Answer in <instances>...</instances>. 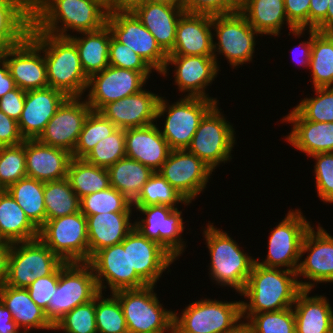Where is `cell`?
<instances>
[{"label":"cell","instance_id":"obj_13","mask_svg":"<svg viewBox=\"0 0 333 333\" xmlns=\"http://www.w3.org/2000/svg\"><path fill=\"white\" fill-rule=\"evenodd\" d=\"M274 229L268 240V254L265 260L256 263L267 268L286 267L297 271L300 261L301 244L306 231L311 227L301 210H290Z\"/></svg>","mask_w":333,"mask_h":333},{"label":"cell","instance_id":"obj_8","mask_svg":"<svg viewBox=\"0 0 333 333\" xmlns=\"http://www.w3.org/2000/svg\"><path fill=\"white\" fill-rule=\"evenodd\" d=\"M154 287L148 285L113 293L120 302L128 333H161L173 326L174 311L162 306Z\"/></svg>","mask_w":333,"mask_h":333},{"label":"cell","instance_id":"obj_34","mask_svg":"<svg viewBox=\"0 0 333 333\" xmlns=\"http://www.w3.org/2000/svg\"><path fill=\"white\" fill-rule=\"evenodd\" d=\"M240 12L249 24L263 35L278 36L286 21L290 33L296 37L303 35L307 29H295L285 13L284 0H243Z\"/></svg>","mask_w":333,"mask_h":333},{"label":"cell","instance_id":"obj_69","mask_svg":"<svg viewBox=\"0 0 333 333\" xmlns=\"http://www.w3.org/2000/svg\"><path fill=\"white\" fill-rule=\"evenodd\" d=\"M21 329L18 331V332H15V333H28V332H26V331H21ZM3 333H9V332H3Z\"/></svg>","mask_w":333,"mask_h":333},{"label":"cell","instance_id":"obj_54","mask_svg":"<svg viewBox=\"0 0 333 333\" xmlns=\"http://www.w3.org/2000/svg\"><path fill=\"white\" fill-rule=\"evenodd\" d=\"M243 0H184L183 9L190 14L221 15L240 11Z\"/></svg>","mask_w":333,"mask_h":333},{"label":"cell","instance_id":"obj_38","mask_svg":"<svg viewBox=\"0 0 333 333\" xmlns=\"http://www.w3.org/2000/svg\"><path fill=\"white\" fill-rule=\"evenodd\" d=\"M110 185L133 202L154 173L139 161L124 157L107 168Z\"/></svg>","mask_w":333,"mask_h":333},{"label":"cell","instance_id":"obj_25","mask_svg":"<svg viewBox=\"0 0 333 333\" xmlns=\"http://www.w3.org/2000/svg\"><path fill=\"white\" fill-rule=\"evenodd\" d=\"M160 96L142 89L136 94L105 105L100 112L117 128L143 127L156 121Z\"/></svg>","mask_w":333,"mask_h":333},{"label":"cell","instance_id":"obj_26","mask_svg":"<svg viewBox=\"0 0 333 333\" xmlns=\"http://www.w3.org/2000/svg\"><path fill=\"white\" fill-rule=\"evenodd\" d=\"M212 16L184 13L176 27V40L168 55L214 56Z\"/></svg>","mask_w":333,"mask_h":333},{"label":"cell","instance_id":"obj_32","mask_svg":"<svg viewBox=\"0 0 333 333\" xmlns=\"http://www.w3.org/2000/svg\"><path fill=\"white\" fill-rule=\"evenodd\" d=\"M312 290L302 289L293 305L296 333H330L333 330V309L327 297H309Z\"/></svg>","mask_w":333,"mask_h":333},{"label":"cell","instance_id":"obj_21","mask_svg":"<svg viewBox=\"0 0 333 333\" xmlns=\"http://www.w3.org/2000/svg\"><path fill=\"white\" fill-rule=\"evenodd\" d=\"M41 53L42 49L28 36L1 55L18 88L29 91L49 87L46 62Z\"/></svg>","mask_w":333,"mask_h":333},{"label":"cell","instance_id":"obj_11","mask_svg":"<svg viewBox=\"0 0 333 333\" xmlns=\"http://www.w3.org/2000/svg\"><path fill=\"white\" fill-rule=\"evenodd\" d=\"M212 27L218 39L217 43H213L217 66V54L224 55L233 68L252 61L256 45L255 36L259 33L240 11L212 16Z\"/></svg>","mask_w":333,"mask_h":333},{"label":"cell","instance_id":"obj_40","mask_svg":"<svg viewBox=\"0 0 333 333\" xmlns=\"http://www.w3.org/2000/svg\"><path fill=\"white\" fill-rule=\"evenodd\" d=\"M67 179L79 198L111 186L107 168L89 164L83 159H71Z\"/></svg>","mask_w":333,"mask_h":333},{"label":"cell","instance_id":"obj_30","mask_svg":"<svg viewBox=\"0 0 333 333\" xmlns=\"http://www.w3.org/2000/svg\"><path fill=\"white\" fill-rule=\"evenodd\" d=\"M282 120L293 124L286 139L299 151L307 156L333 152V122L308 121L295 108Z\"/></svg>","mask_w":333,"mask_h":333},{"label":"cell","instance_id":"obj_51","mask_svg":"<svg viewBox=\"0 0 333 333\" xmlns=\"http://www.w3.org/2000/svg\"><path fill=\"white\" fill-rule=\"evenodd\" d=\"M316 97L304 98L295 109L308 121L333 122V87L314 88Z\"/></svg>","mask_w":333,"mask_h":333},{"label":"cell","instance_id":"obj_65","mask_svg":"<svg viewBox=\"0 0 333 333\" xmlns=\"http://www.w3.org/2000/svg\"><path fill=\"white\" fill-rule=\"evenodd\" d=\"M315 30L321 33H333V0H329L326 18Z\"/></svg>","mask_w":333,"mask_h":333},{"label":"cell","instance_id":"obj_3","mask_svg":"<svg viewBox=\"0 0 333 333\" xmlns=\"http://www.w3.org/2000/svg\"><path fill=\"white\" fill-rule=\"evenodd\" d=\"M29 37L42 49L49 87L62 91L67 97H82L88 77L75 43L69 37L41 31H30Z\"/></svg>","mask_w":333,"mask_h":333},{"label":"cell","instance_id":"obj_23","mask_svg":"<svg viewBox=\"0 0 333 333\" xmlns=\"http://www.w3.org/2000/svg\"><path fill=\"white\" fill-rule=\"evenodd\" d=\"M66 98L62 91L52 87L26 91L24 108L18 120L24 140L38 139Z\"/></svg>","mask_w":333,"mask_h":333},{"label":"cell","instance_id":"obj_16","mask_svg":"<svg viewBox=\"0 0 333 333\" xmlns=\"http://www.w3.org/2000/svg\"><path fill=\"white\" fill-rule=\"evenodd\" d=\"M152 72H138L114 66L88 78L86 102L93 111H100L110 102L138 93Z\"/></svg>","mask_w":333,"mask_h":333},{"label":"cell","instance_id":"obj_7","mask_svg":"<svg viewBox=\"0 0 333 333\" xmlns=\"http://www.w3.org/2000/svg\"><path fill=\"white\" fill-rule=\"evenodd\" d=\"M100 290L88 262H63L59 281L47 308V317L54 325L76 306L92 301Z\"/></svg>","mask_w":333,"mask_h":333},{"label":"cell","instance_id":"obj_22","mask_svg":"<svg viewBox=\"0 0 333 333\" xmlns=\"http://www.w3.org/2000/svg\"><path fill=\"white\" fill-rule=\"evenodd\" d=\"M174 65L175 84L180 92H188L186 97H198L205 99L216 98L209 97L205 89L217 77L219 66H217L214 56H182L168 55L165 67L160 73L167 77V67Z\"/></svg>","mask_w":333,"mask_h":333},{"label":"cell","instance_id":"obj_15","mask_svg":"<svg viewBox=\"0 0 333 333\" xmlns=\"http://www.w3.org/2000/svg\"><path fill=\"white\" fill-rule=\"evenodd\" d=\"M107 25L117 41L145 59L159 74L163 71L168 55L132 11L109 12Z\"/></svg>","mask_w":333,"mask_h":333},{"label":"cell","instance_id":"obj_60","mask_svg":"<svg viewBox=\"0 0 333 333\" xmlns=\"http://www.w3.org/2000/svg\"><path fill=\"white\" fill-rule=\"evenodd\" d=\"M16 87L6 61L0 56V98Z\"/></svg>","mask_w":333,"mask_h":333},{"label":"cell","instance_id":"obj_17","mask_svg":"<svg viewBox=\"0 0 333 333\" xmlns=\"http://www.w3.org/2000/svg\"><path fill=\"white\" fill-rule=\"evenodd\" d=\"M145 219L134 222L145 237L159 243L175 259L184 251L182 211L166 205L134 206Z\"/></svg>","mask_w":333,"mask_h":333},{"label":"cell","instance_id":"obj_33","mask_svg":"<svg viewBox=\"0 0 333 333\" xmlns=\"http://www.w3.org/2000/svg\"><path fill=\"white\" fill-rule=\"evenodd\" d=\"M32 27V0H0V56L21 44Z\"/></svg>","mask_w":333,"mask_h":333},{"label":"cell","instance_id":"obj_14","mask_svg":"<svg viewBox=\"0 0 333 333\" xmlns=\"http://www.w3.org/2000/svg\"><path fill=\"white\" fill-rule=\"evenodd\" d=\"M88 263L93 269L100 292L107 288L104 281L111 294L148 286L137 273H130L129 234L121 243L97 251Z\"/></svg>","mask_w":333,"mask_h":333},{"label":"cell","instance_id":"obj_5","mask_svg":"<svg viewBox=\"0 0 333 333\" xmlns=\"http://www.w3.org/2000/svg\"><path fill=\"white\" fill-rule=\"evenodd\" d=\"M241 302L207 298L192 302L180 317L174 312L176 333H233L244 323Z\"/></svg>","mask_w":333,"mask_h":333},{"label":"cell","instance_id":"obj_68","mask_svg":"<svg viewBox=\"0 0 333 333\" xmlns=\"http://www.w3.org/2000/svg\"><path fill=\"white\" fill-rule=\"evenodd\" d=\"M169 331H170V333H176L174 325L168 331L161 332V333H166V332L168 333Z\"/></svg>","mask_w":333,"mask_h":333},{"label":"cell","instance_id":"obj_47","mask_svg":"<svg viewBox=\"0 0 333 333\" xmlns=\"http://www.w3.org/2000/svg\"><path fill=\"white\" fill-rule=\"evenodd\" d=\"M244 324L249 333H296L293 307L253 314Z\"/></svg>","mask_w":333,"mask_h":333},{"label":"cell","instance_id":"obj_28","mask_svg":"<svg viewBox=\"0 0 333 333\" xmlns=\"http://www.w3.org/2000/svg\"><path fill=\"white\" fill-rule=\"evenodd\" d=\"M27 177L51 182L67 177L72 154L66 150L41 143L38 139L25 140Z\"/></svg>","mask_w":333,"mask_h":333},{"label":"cell","instance_id":"obj_42","mask_svg":"<svg viewBox=\"0 0 333 333\" xmlns=\"http://www.w3.org/2000/svg\"><path fill=\"white\" fill-rule=\"evenodd\" d=\"M46 221L80 211V198L71 188L67 177L44 183Z\"/></svg>","mask_w":333,"mask_h":333},{"label":"cell","instance_id":"obj_41","mask_svg":"<svg viewBox=\"0 0 333 333\" xmlns=\"http://www.w3.org/2000/svg\"><path fill=\"white\" fill-rule=\"evenodd\" d=\"M309 68L314 88L333 87V33L317 32L312 37Z\"/></svg>","mask_w":333,"mask_h":333},{"label":"cell","instance_id":"obj_50","mask_svg":"<svg viewBox=\"0 0 333 333\" xmlns=\"http://www.w3.org/2000/svg\"><path fill=\"white\" fill-rule=\"evenodd\" d=\"M49 330H62L65 333H97L95 298L67 312Z\"/></svg>","mask_w":333,"mask_h":333},{"label":"cell","instance_id":"obj_10","mask_svg":"<svg viewBox=\"0 0 333 333\" xmlns=\"http://www.w3.org/2000/svg\"><path fill=\"white\" fill-rule=\"evenodd\" d=\"M62 263L39 238L13 243L5 285L27 288L37 278L51 275Z\"/></svg>","mask_w":333,"mask_h":333},{"label":"cell","instance_id":"obj_35","mask_svg":"<svg viewBox=\"0 0 333 333\" xmlns=\"http://www.w3.org/2000/svg\"><path fill=\"white\" fill-rule=\"evenodd\" d=\"M0 300L11 312L18 327H22V330L28 333L32 329L49 330L53 326L45 311L31 299L26 288H15L4 284L0 288Z\"/></svg>","mask_w":333,"mask_h":333},{"label":"cell","instance_id":"obj_29","mask_svg":"<svg viewBox=\"0 0 333 333\" xmlns=\"http://www.w3.org/2000/svg\"><path fill=\"white\" fill-rule=\"evenodd\" d=\"M132 12L168 55L173 50L176 40L177 23L185 13L183 7L146 0L137 5Z\"/></svg>","mask_w":333,"mask_h":333},{"label":"cell","instance_id":"obj_52","mask_svg":"<svg viewBox=\"0 0 333 333\" xmlns=\"http://www.w3.org/2000/svg\"><path fill=\"white\" fill-rule=\"evenodd\" d=\"M109 65L138 72H152L154 70L145 59L128 46L117 41L112 35L109 44Z\"/></svg>","mask_w":333,"mask_h":333},{"label":"cell","instance_id":"obj_49","mask_svg":"<svg viewBox=\"0 0 333 333\" xmlns=\"http://www.w3.org/2000/svg\"><path fill=\"white\" fill-rule=\"evenodd\" d=\"M27 176L25 140L14 146L0 147V190Z\"/></svg>","mask_w":333,"mask_h":333},{"label":"cell","instance_id":"obj_39","mask_svg":"<svg viewBox=\"0 0 333 333\" xmlns=\"http://www.w3.org/2000/svg\"><path fill=\"white\" fill-rule=\"evenodd\" d=\"M6 190L38 229L46 222L44 182L26 176Z\"/></svg>","mask_w":333,"mask_h":333},{"label":"cell","instance_id":"obj_43","mask_svg":"<svg viewBox=\"0 0 333 333\" xmlns=\"http://www.w3.org/2000/svg\"><path fill=\"white\" fill-rule=\"evenodd\" d=\"M176 203L188 205L191 202L173 188L159 172H154L132 202V206L166 205L177 209Z\"/></svg>","mask_w":333,"mask_h":333},{"label":"cell","instance_id":"obj_63","mask_svg":"<svg viewBox=\"0 0 333 333\" xmlns=\"http://www.w3.org/2000/svg\"><path fill=\"white\" fill-rule=\"evenodd\" d=\"M146 0H106L108 12L132 11Z\"/></svg>","mask_w":333,"mask_h":333},{"label":"cell","instance_id":"obj_46","mask_svg":"<svg viewBox=\"0 0 333 333\" xmlns=\"http://www.w3.org/2000/svg\"><path fill=\"white\" fill-rule=\"evenodd\" d=\"M110 296L105 298L100 292L95 297L97 333H128L120 302L113 293Z\"/></svg>","mask_w":333,"mask_h":333},{"label":"cell","instance_id":"obj_1","mask_svg":"<svg viewBox=\"0 0 333 333\" xmlns=\"http://www.w3.org/2000/svg\"><path fill=\"white\" fill-rule=\"evenodd\" d=\"M108 15L106 0H32L30 31L70 37L71 29L79 34L101 29Z\"/></svg>","mask_w":333,"mask_h":333},{"label":"cell","instance_id":"obj_31","mask_svg":"<svg viewBox=\"0 0 333 333\" xmlns=\"http://www.w3.org/2000/svg\"><path fill=\"white\" fill-rule=\"evenodd\" d=\"M132 212H108L85 216L89 243V260L99 250L121 243L133 230Z\"/></svg>","mask_w":333,"mask_h":333},{"label":"cell","instance_id":"obj_12","mask_svg":"<svg viewBox=\"0 0 333 333\" xmlns=\"http://www.w3.org/2000/svg\"><path fill=\"white\" fill-rule=\"evenodd\" d=\"M217 104L204 116L187 150L200 158L213 171L220 163L232 159L235 131Z\"/></svg>","mask_w":333,"mask_h":333},{"label":"cell","instance_id":"obj_2","mask_svg":"<svg viewBox=\"0 0 333 333\" xmlns=\"http://www.w3.org/2000/svg\"><path fill=\"white\" fill-rule=\"evenodd\" d=\"M301 290L295 271L267 268L255 262L240 294L249 299L248 303L241 302L242 318L248 320L253 314L293 307Z\"/></svg>","mask_w":333,"mask_h":333},{"label":"cell","instance_id":"obj_45","mask_svg":"<svg viewBox=\"0 0 333 333\" xmlns=\"http://www.w3.org/2000/svg\"><path fill=\"white\" fill-rule=\"evenodd\" d=\"M132 202L113 187L80 198V211L85 216L108 212H132Z\"/></svg>","mask_w":333,"mask_h":333},{"label":"cell","instance_id":"obj_70","mask_svg":"<svg viewBox=\"0 0 333 333\" xmlns=\"http://www.w3.org/2000/svg\"><path fill=\"white\" fill-rule=\"evenodd\" d=\"M4 241L1 239V237H0V245L3 243Z\"/></svg>","mask_w":333,"mask_h":333},{"label":"cell","instance_id":"obj_57","mask_svg":"<svg viewBox=\"0 0 333 333\" xmlns=\"http://www.w3.org/2000/svg\"><path fill=\"white\" fill-rule=\"evenodd\" d=\"M26 91L16 87L0 98V110L18 122L24 108Z\"/></svg>","mask_w":333,"mask_h":333},{"label":"cell","instance_id":"obj_55","mask_svg":"<svg viewBox=\"0 0 333 333\" xmlns=\"http://www.w3.org/2000/svg\"><path fill=\"white\" fill-rule=\"evenodd\" d=\"M59 281V267L51 274L45 277L37 278L26 289L31 299L45 311L50 303L52 295L55 293Z\"/></svg>","mask_w":333,"mask_h":333},{"label":"cell","instance_id":"obj_37","mask_svg":"<svg viewBox=\"0 0 333 333\" xmlns=\"http://www.w3.org/2000/svg\"><path fill=\"white\" fill-rule=\"evenodd\" d=\"M81 37L70 36L75 43L82 69L89 78L93 74L103 71L109 66V44L111 30L106 24L101 29L92 32H83Z\"/></svg>","mask_w":333,"mask_h":333},{"label":"cell","instance_id":"obj_53","mask_svg":"<svg viewBox=\"0 0 333 333\" xmlns=\"http://www.w3.org/2000/svg\"><path fill=\"white\" fill-rule=\"evenodd\" d=\"M314 166L317 195L325 203H333V152L311 155Z\"/></svg>","mask_w":333,"mask_h":333},{"label":"cell","instance_id":"obj_48","mask_svg":"<svg viewBox=\"0 0 333 333\" xmlns=\"http://www.w3.org/2000/svg\"><path fill=\"white\" fill-rule=\"evenodd\" d=\"M124 157L125 129L117 128L110 136L99 141L83 160L98 167L108 168Z\"/></svg>","mask_w":333,"mask_h":333},{"label":"cell","instance_id":"obj_64","mask_svg":"<svg viewBox=\"0 0 333 333\" xmlns=\"http://www.w3.org/2000/svg\"><path fill=\"white\" fill-rule=\"evenodd\" d=\"M317 33V31L315 29H309V41H305L302 43H299V46L301 47V54H299L302 57V60L300 58V61L298 62L297 58H296V63L301 64V66L304 67H309L310 64V58H311V48H312V37ZM296 48V47H295ZM293 50V52H295L296 50ZM303 50V51H302ZM299 51V50H298ZM298 53V52H297ZM294 55V53H293ZM298 56V55H297ZM295 57V56H294Z\"/></svg>","mask_w":333,"mask_h":333},{"label":"cell","instance_id":"obj_66","mask_svg":"<svg viewBox=\"0 0 333 333\" xmlns=\"http://www.w3.org/2000/svg\"><path fill=\"white\" fill-rule=\"evenodd\" d=\"M148 1L166 3V4H170V5L181 6V7H183V3H184V0H148Z\"/></svg>","mask_w":333,"mask_h":333},{"label":"cell","instance_id":"obj_58","mask_svg":"<svg viewBox=\"0 0 333 333\" xmlns=\"http://www.w3.org/2000/svg\"><path fill=\"white\" fill-rule=\"evenodd\" d=\"M24 142L18 122L0 110V147L14 146Z\"/></svg>","mask_w":333,"mask_h":333},{"label":"cell","instance_id":"obj_4","mask_svg":"<svg viewBox=\"0 0 333 333\" xmlns=\"http://www.w3.org/2000/svg\"><path fill=\"white\" fill-rule=\"evenodd\" d=\"M204 237L210 253V277L220 286L234 288L241 294L256 259L244 253L238 243L214 225H206Z\"/></svg>","mask_w":333,"mask_h":333},{"label":"cell","instance_id":"obj_6","mask_svg":"<svg viewBox=\"0 0 333 333\" xmlns=\"http://www.w3.org/2000/svg\"><path fill=\"white\" fill-rule=\"evenodd\" d=\"M166 101L161 96L157 105V120L167 112L160 133L171 150L187 149L201 120L218 103L214 99L186 96L172 105Z\"/></svg>","mask_w":333,"mask_h":333},{"label":"cell","instance_id":"obj_56","mask_svg":"<svg viewBox=\"0 0 333 333\" xmlns=\"http://www.w3.org/2000/svg\"><path fill=\"white\" fill-rule=\"evenodd\" d=\"M310 1L311 0H284V8L288 22L295 29L309 28Z\"/></svg>","mask_w":333,"mask_h":333},{"label":"cell","instance_id":"obj_62","mask_svg":"<svg viewBox=\"0 0 333 333\" xmlns=\"http://www.w3.org/2000/svg\"><path fill=\"white\" fill-rule=\"evenodd\" d=\"M12 243L3 242L0 245V288L5 284L8 273V261Z\"/></svg>","mask_w":333,"mask_h":333},{"label":"cell","instance_id":"obj_61","mask_svg":"<svg viewBox=\"0 0 333 333\" xmlns=\"http://www.w3.org/2000/svg\"><path fill=\"white\" fill-rule=\"evenodd\" d=\"M20 328L17 323L13 320L11 312L0 300V333L9 332L15 333L18 332Z\"/></svg>","mask_w":333,"mask_h":333},{"label":"cell","instance_id":"obj_44","mask_svg":"<svg viewBox=\"0 0 333 333\" xmlns=\"http://www.w3.org/2000/svg\"><path fill=\"white\" fill-rule=\"evenodd\" d=\"M116 129L100 111L91 110L84 121L72 158L83 159L99 141L110 136Z\"/></svg>","mask_w":333,"mask_h":333},{"label":"cell","instance_id":"obj_19","mask_svg":"<svg viewBox=\"0 0 333 333\" xmlns=\"http://www.w3.org/2000/svg\"><path fill=\"white\" fill-rule=\"evenodd\" d=\"M188 202L206 188L213 170L187 149L171 150L158 171Z\"/></svg>","mask_w":333,"mask_h":333},{"label":"cell","instance_id":"obj_20","mask_svg":"<svg viewBox=\"0 0 333 333\" xmlns=\"http://www.w3.org/2000/svg\"><path fill=\"white\" fill-rule=\"evenodd\" d=\"M81 97H67L58 107L38 140L46 145L73 153L90 105Z\"/></svg>","mask_w":333,"mask_h":333},{"label":"cell","instance_id":"obj_59","mask_svg":"<svg viewBox=\"0 0 333 333\" xmlns=\"http://www.w3.org/2000/svg\"><path fill=\"white\" fill-rule=\"evenodd\" d=\"M329 0H311L309 7V29H315L325 18Z\"/></svg>","mask_w":333,"mask_h":333},{"label":"cell","instance_id":"obj_27","mask_svg":"<svg viewBox=\"0 0 333 333\" xmlns=\"http://www.w3.org/2000/svg\"><path fill=\"white\" fill-rule=\"evenodd\" d=\"M156 124L125 129L126 157L139 161L158 172L168 158L171 148Z\"/></svg>","mask_w":333,"mask_h":333},{"label":"cell","instance_id":"obj_18","mask_svg":"<svg viewBox=\"0 0 333 333\" xmlns=\"http://www.w3.org/2000/svg\"><path fill=\"white\" fill-rule=\"evenodd\" d=\"M318 225L317 231L312 226L306 231L301 244L300 257L306 252L308 255L300 260L296 274L310 281L298 280L302 289L312 290L318 282H333V237Z\"/></svg>","mask_w":333,"mask_h":333},{"label":"cell","instance_id":"obj_24","mask_svg":"<svg viewBox=\"0 0 333 333\" xmlns=\"http://www.w3.org/2000/svg\"><path fill=\"white\" fill-rule=\"evenodd\" d=\"M129 260L130 273H137L148 285H156L163 271L176 259L134 227L129 233Z\"/></svg>","mask_w":333,"mask_h":333},{"label":"cell","instance_id":"obj_67","mask_svg":"<svg viewBox=\"0 0 333 333\" xmlns=\"http://www.w3.org/2000/svg\"><path fill=\"white\" fill-rule=\"evenodd\" d=\"M233 333H249L246 325L243 323L237 330Z\"/></svg>","mask_w":333,"mask_h":333},{"label":"cell","instance_id":"obj_9","mask_svg":"<svg viewBox=\"0 0 333 333\" xmlns=\"http://www.w3.org/2000/svg\"><path fill=\"white\" fill-rule=\"evenodd\" d=\"M38 238L63 262L89 261L87 220L81 211L47 220Z\"/></svg>","mask_w":333,"mask_h":333},{"label":"cell","instance_id":"obj_36","mask_svg":"<svg viewBox=\"0 0 333 333\" xmlns=\"http://www.w3.org/2000/svg\"><path fill=\"white\" fill-rule=\"evenodd\" d=\"M39 229L26 216L11 194L0 190V237L4 242L18 243L37 239Z\"/></svg>","mask_w":333,"mask_h":333}]
</instances>
